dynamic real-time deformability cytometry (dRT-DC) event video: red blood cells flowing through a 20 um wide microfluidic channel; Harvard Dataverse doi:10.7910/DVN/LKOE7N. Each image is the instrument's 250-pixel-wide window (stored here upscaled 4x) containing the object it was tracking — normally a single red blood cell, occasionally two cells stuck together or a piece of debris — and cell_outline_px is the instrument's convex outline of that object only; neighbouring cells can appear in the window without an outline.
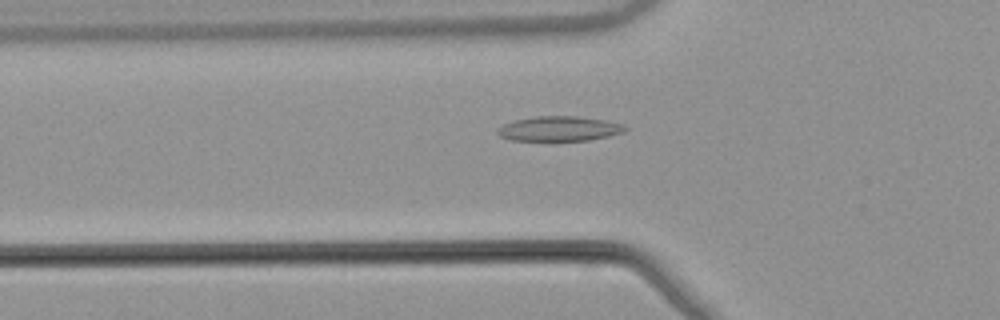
{"species": "common noctule bat (a hibernating species)", "species_latin": "Nyctalus noctula", "temperature_condition": "warm", "stored_images_in_passage": 37, "camera_frame_rate_fps": 3000, "um_per_image_px": 0.085, "animal": {"sex": "male", "body_mass_g": 21.5, "forearm_length_mm": 52.0}, "frame": {"image": 1, "passage_image": 3, "time_ms": 0.667, "image_size_px": [1000, 320], "cell_outline_px": [[628, 128], [624, 132], [608, 136], [588, 140], [512, 140], [500, 136], [496, 132], [496, 128], [504, 124], [516, 120], [532, 116], [580, 116], [608, 120], [624, 124]], "centroid_in_image_um": [47.56, 10.92], "position_along_channel_um": 78.2, "area_um2": 18.55}}
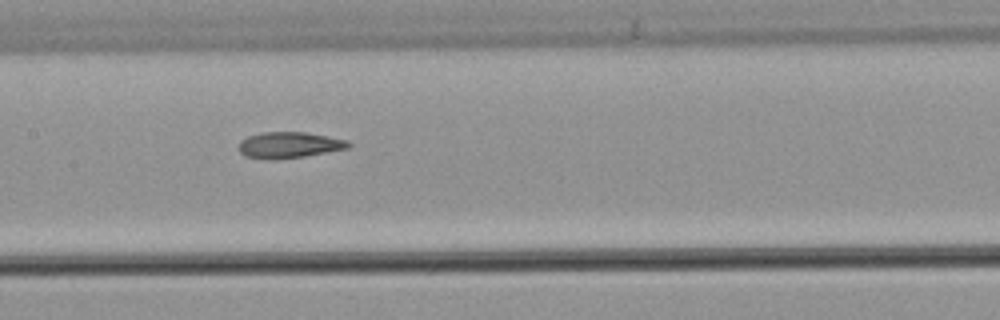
{"frame": {"image": 2, "passage_image": 11, "time_ms": 3.333, "image_size_px": [1000, 320], "cell_outline_px": [[352, 144], [348, 148], [304, 156], [244, 156], [236, 148], [240, 140], [248, 136], [264, 132], [304, 132], [328, 136], [348, 140]], "centroid_in_image_um": [24.61, 12.27], "position_along_channel_um": 182.8, "area_um2": 15.9}}
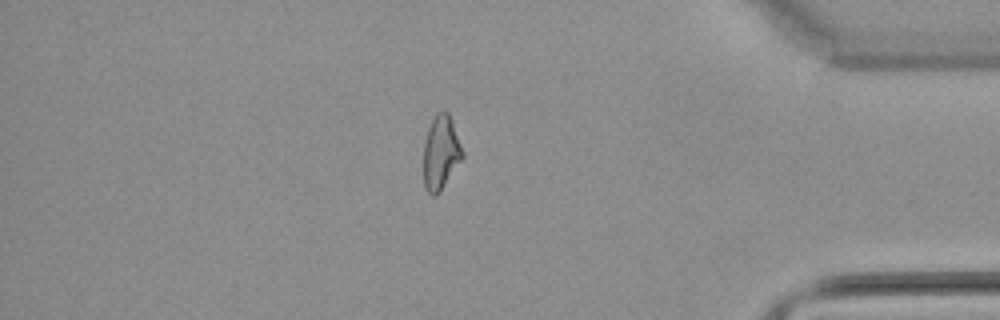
{"frame": {"image": 3, "passage_image": 30, "time_ms": 9.667, "image_size_px": [1000, 320], "cell_outline_px": [[464, 156], [440, 192], [436, 196], [432, 196], [424, 188], [424, 144], [428, 128], [432, 120], [440, 112], [448, 112], [452, 120], [464, 152]], "centroid_in_image_um": [37.48, 13.01], "position_along_channel_um": 397.7, "area_um2": 16.7}, "authors_computed_cell_mechanics": {"area_um2": 16.9932, "velocity_mm_per_s": 3.8879, "shape_relaxation_time_tau1_ms": null, "shape_relaxation_time_tau2_ms": 4.952, "deformation_change_tau1": null, "deformation_change_tau2": 0.1275}}